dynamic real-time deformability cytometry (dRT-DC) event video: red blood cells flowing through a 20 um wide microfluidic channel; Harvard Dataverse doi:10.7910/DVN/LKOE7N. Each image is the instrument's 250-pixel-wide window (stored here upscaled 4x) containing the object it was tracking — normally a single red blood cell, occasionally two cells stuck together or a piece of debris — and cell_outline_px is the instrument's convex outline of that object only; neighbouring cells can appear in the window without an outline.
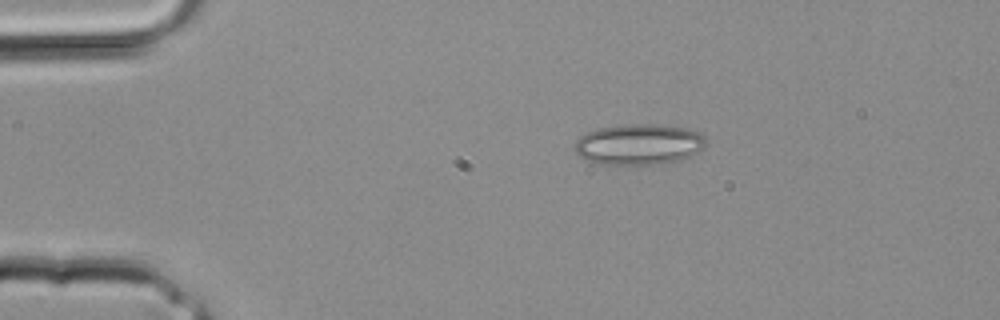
{"species": "common noctule bat (a hibernating species)", "species_latin": "Nyctalus noctula", "temperature_condition": "room temperature", "stored_images_in_passage": 27, "camera_frame_rate_fps": 3000, "um_per_image_px": 0.085, "animal": {"sex": "male", "body_mass_g": 20.4}, "frame": {"image": 1, "passage_image": 1, "time_ms": 0.0, "image_size_px": [1000, 320], "cell_outline_px": [[704, 148], [680, 160], [664, 164], [636, 168], [596, 164], [580, 156], [576, 152], [576, 140], [580, 136], [596, 128], [624, 124], [652, 124], [684, 128], [696, 132], [704, 136]], "centroid_in_image_um": [54.25, 12.33], "position_along_channel_um": 30.7, "area_um2": 31.96}}
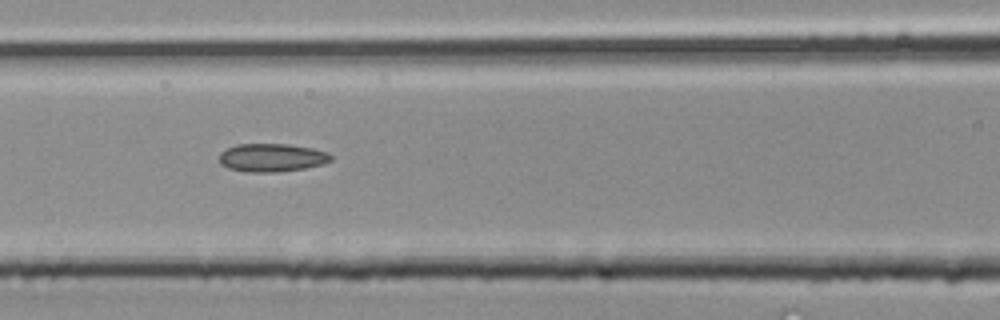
{"frame": {"image": 2, "passage_image": 9, "time_ms": 2.667, "image_size_px": [1000, 320], "cell_outline_px": [[332, 160], [324, 164], [304, 168], [276, 172], [248, 172], [228, 168], [220, 164], [220, 152], [236, 144], [288, 144], [312, 148], [328, 152], [332, 156]], "centroid_in_image_um": [23.12, 13.4], "position_along_channel_um": 143.5, "area_um2": 18.38}}
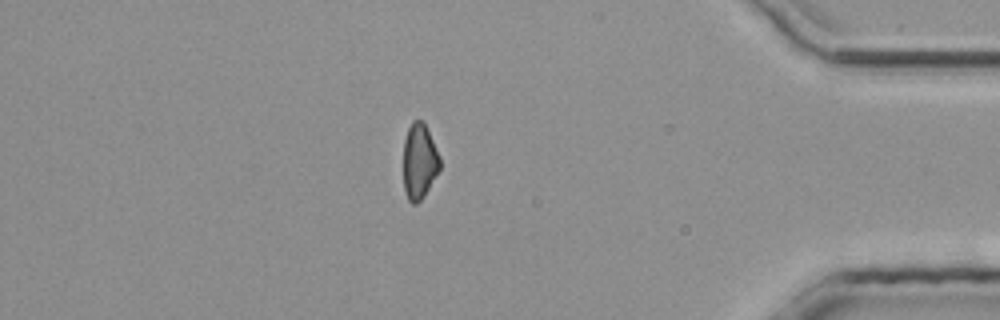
{"frame": {"image": 3, "passage_image": 23, "time_ms": 7.333, "image_size_px": [1000, 320], "cell_outline_px": [[440, 168], [424, 196], [416, 204], [412, 204], [408, 200], [404, 188], [404, 140], [408, 128], [412, 120], [424, 120], [440, 156]], "centroid_in_image_um": [35.65, 13.69], "position_along_channel_um": 399.6, "area_um2": 16.13}}